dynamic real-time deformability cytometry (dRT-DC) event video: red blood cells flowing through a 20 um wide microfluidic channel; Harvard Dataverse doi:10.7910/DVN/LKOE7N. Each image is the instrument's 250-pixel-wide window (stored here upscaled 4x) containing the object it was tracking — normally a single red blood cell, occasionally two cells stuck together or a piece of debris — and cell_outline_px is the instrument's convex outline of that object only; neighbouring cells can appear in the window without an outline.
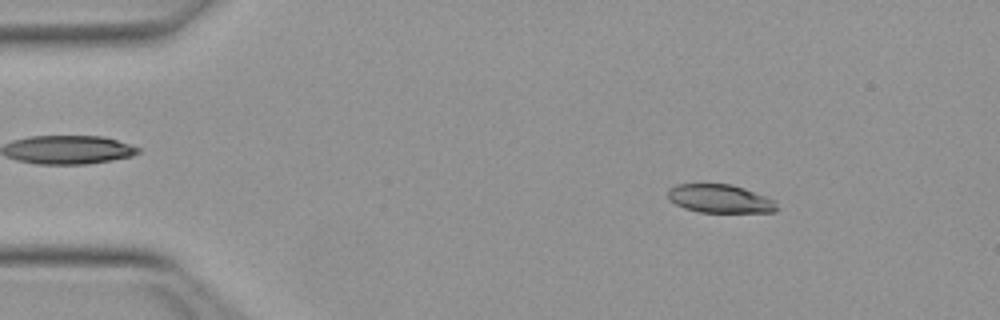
{"species": "Egyptian fruit bat (a non-hibernating species)", "species_latin": "Rousettus aegyptiacus", "temperature_condition": "warm", "stored_images_in_passage": 15, "camera_frame_rate_fps": 3000, "um_per_image_px": 0.085, "animal": {"sex": "female"}, "frame": {"image": 1, "passage_image": 7, "time_ms": 2.0, "image_size_px": [1000, 320], "cell_outline_px": [[776, 208], [772, 212], [700, 212], [684, 208], [668, 200], [668, 188], [676, 184], [732, 184], [744, 188], [764, 196], [772, 200], [776, 204]], "centroid_in_image_um": [61.12, 16.88], "position_along_channel_um": 23.9, "area_um2": 17.86}}